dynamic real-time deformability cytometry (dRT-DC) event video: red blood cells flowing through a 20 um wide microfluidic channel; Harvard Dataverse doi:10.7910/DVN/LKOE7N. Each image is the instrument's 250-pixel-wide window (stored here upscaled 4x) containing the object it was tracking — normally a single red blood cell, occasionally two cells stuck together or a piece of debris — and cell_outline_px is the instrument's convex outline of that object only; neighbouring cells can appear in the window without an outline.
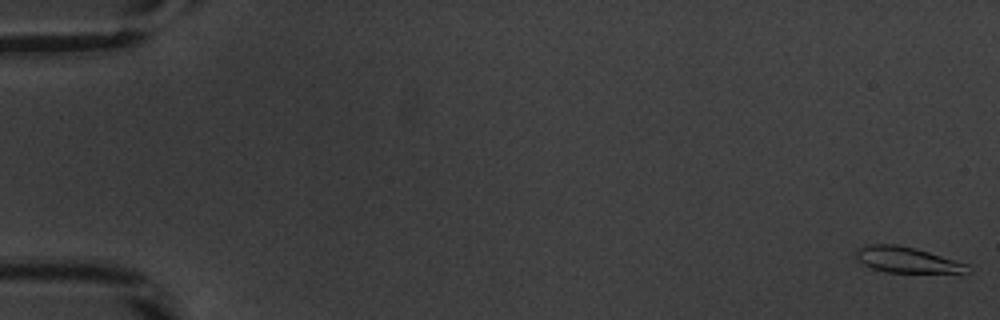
{"species": "common noctule bat (a hibernating species)", "species_latin": "Nyctalus noctula", "temperature_condition": "warm", "stored_images_in_passage": 54, "camera_frame_rate_fps": 3000, "um_per_image_px": 0.085, "animal": {"sex": "male", "body_mass_g": 20.1, "forearm_length_mm": 53.5}, "frame": {"image": 1, "passage_image": 1, "time_ms": 0.0, "image_size_px": [1000, 320], "cell_outline_px": [[972, 268], [968, 272], [884, 272], [872, 268], [856, 260], [852, 252], [856, 248], [868, 244], [896, 244], [916, 248], [968, 264]], "centroid_in_image_um": [77.0, 22.07], "position_along_channel_um": 8.0, "area_um2": 16.88}}
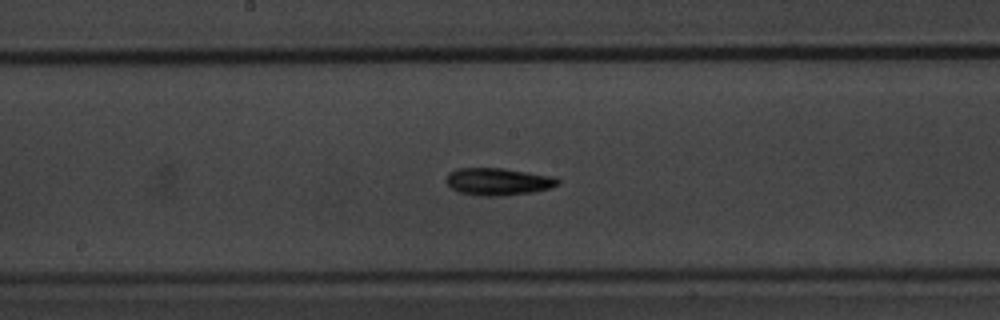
{"frame": {"image": 2, "passage_image": 29, "time_ms": 9.333, "image_size_px": [1000, 320], "cell_outline_px": [[560, 184], [552, 188], [532, 192], [500, 196], [480, 196], [460, 192], [452, 188], [444, 180], [448, 172], [456, 168], [504, 168], [556, 176], [560, 180]], "centroid_in_image_um": [42.37, 15.42], "position_along_channel_um": 205.8, "area_um2": 18.09}}
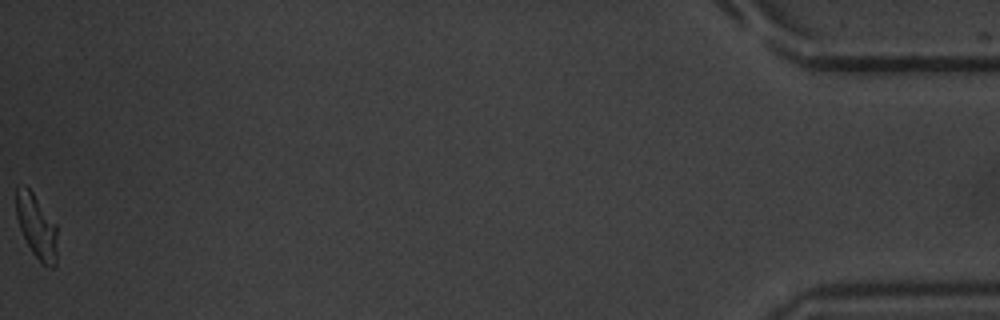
{"frame": {"image": 3, "passage_image": 54, "time_ms": 17.667, "image_size_px": [1000, 320], "cell_outline_px": [[56, 264], [52, 268], [44, 264], [32, 252], [20, 228], [16, 216], [16, 188], [24, 184], [32, 192], [56, 224]], "centroid_in_image_um": [3.1, 19.22], "position_along_channel_um": 432.1, "area_um2": 14.97}, "authors_computed_cell_mechanics": {"area_um2": 16.762, "velocity_mm_per_s": 3.8346, "shape_relaxation_time_tau1_ms": 2.6419, "shape_relaxation_time_tau2_ms": 9.393, "deformation_change_tau1": 0.1435, "deformation_change_tau2": 0.2043}}